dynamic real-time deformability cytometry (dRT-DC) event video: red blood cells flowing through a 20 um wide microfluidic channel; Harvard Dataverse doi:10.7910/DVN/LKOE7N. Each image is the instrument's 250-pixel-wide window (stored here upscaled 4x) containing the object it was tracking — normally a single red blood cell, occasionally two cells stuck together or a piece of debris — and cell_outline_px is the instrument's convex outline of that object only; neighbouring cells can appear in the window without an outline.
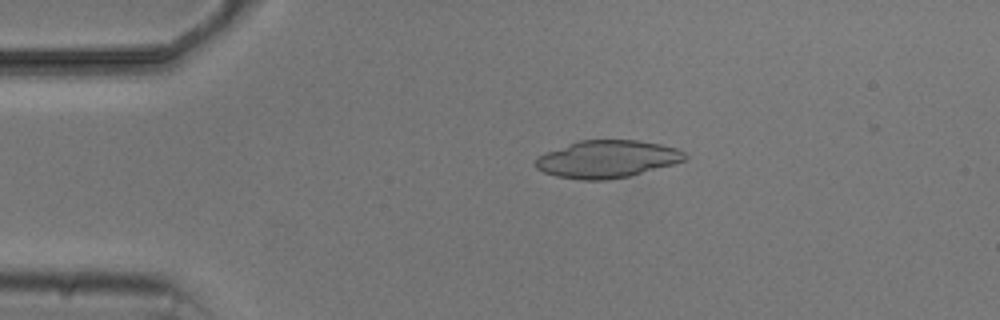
{"species": "common noctule bat (a hibernating species)", "species_latin": "Nyctalus noctula", "temperature_condition": "cold", "stored_images_in_passage": 4, "camera_frame_rate_fps": 3000, "um_per_image_px": 0.085, "animal": {"sex": "male", "body_mass_g": 20.5, "forearm_length_mm": 52.5}, "frame": {"image": 1, "passage_image": 3, "time_ms": 2.333, "image_size_px": [1000, 320], "cell_outline_px": [[688, 156], [684, 160], [672, 164], [628, 176], [608, 180], [580, 180], [556, 176], [544, 172], [536, 168], [536, 156], [568, 144], [580, 140], [636, 140], [660, 144], [676, 148], [684, 152]], "centroid_in_image_um": [51.58, 13.52], "position_along_channel_um": 33.4, "area_um2": 32.31}}